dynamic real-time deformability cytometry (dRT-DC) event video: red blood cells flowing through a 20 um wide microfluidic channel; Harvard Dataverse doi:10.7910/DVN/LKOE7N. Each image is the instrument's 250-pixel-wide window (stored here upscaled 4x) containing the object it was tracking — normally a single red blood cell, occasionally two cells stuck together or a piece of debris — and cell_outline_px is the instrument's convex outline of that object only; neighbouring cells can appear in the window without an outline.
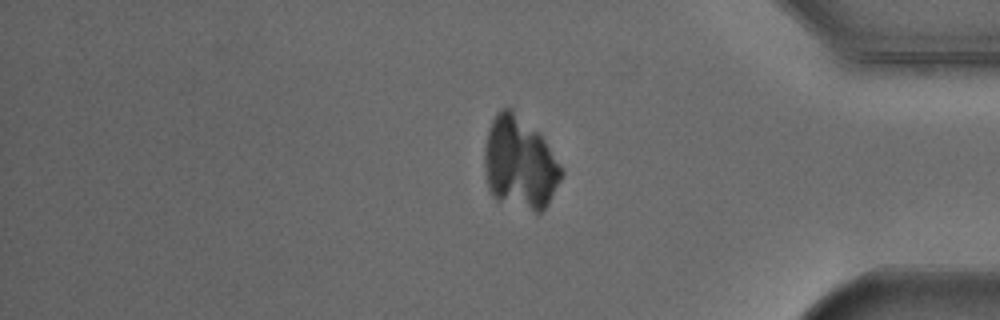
{"species": "Egyptian fruit bat (a non-hibernating species)", "species_latin": "Rousettus aegyptiacus", "temperature_condition": "cold", "stored_images_in_passage": 52, "camera_frame_rate_fps": 3000, "um_per_image_px": 0.085, "animal": {"sex": "male"}, "frame": {"image": 1, "passage_image": 44, "time_ms": 14.333, "image_size_px": [1000, 320], "cell_outline_px": [[564, 172], [548, 204], [540, 212], [536, 212], [496, 200], [492, 196], [488, 188], [484, 168], [484, 148], [488, 128], [496, 112], [500, 108], [508, 108], [536, 132], [544, 140], [560, 164]], "centroid_in_image_um": [44.14, 13.9], "position_along_channel_um": 391.1, "area_um2": 40.92}}
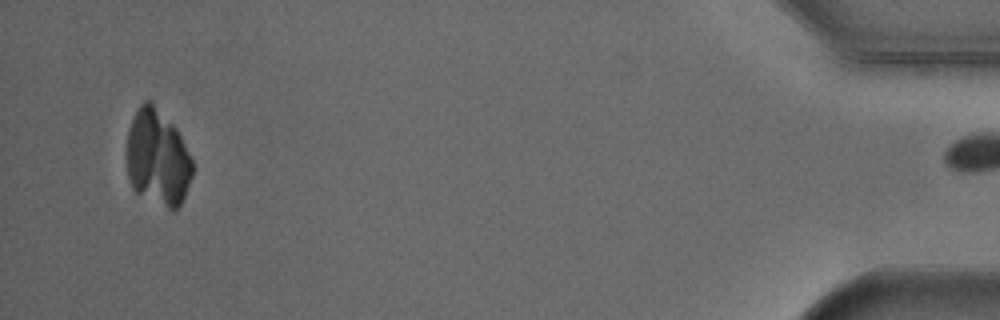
{"frame": {"image": 2, "passage_image": 51, "time_ms": 16.667, "image_size_px": [1000, 320], "cell_outline_px": [[192, 176], [184, 196], [180, 204], [172, 212], [136, 192], [132, 188], [128, 176], [128, 128], [140, 104], [144, 100], [152, 100], [176, 128], [192, 160]], "centroid_in_image_um": [13.4, 13.41], "position_along_channel_um": 421.8, "area_um2": 36.65}}